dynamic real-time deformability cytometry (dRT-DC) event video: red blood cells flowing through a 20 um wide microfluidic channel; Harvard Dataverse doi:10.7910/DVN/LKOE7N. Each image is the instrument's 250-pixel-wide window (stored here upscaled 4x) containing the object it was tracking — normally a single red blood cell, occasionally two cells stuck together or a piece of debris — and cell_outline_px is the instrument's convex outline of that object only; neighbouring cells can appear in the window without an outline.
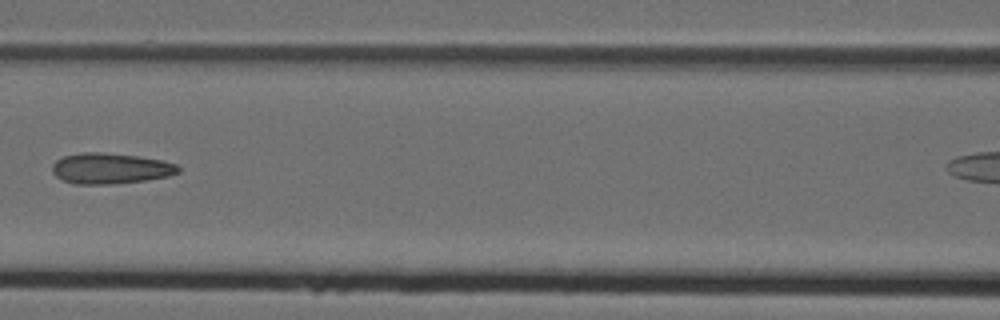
{"species": "Egyptian fruit bat (a non-hibernating species)", "species_latin": "Rousettus aegyptiacus", "temperature_condition": "cold", "stored_images_in_passage": 8, "segment_of_instrument_passage": [1, 2], "camera_frame_rate_fps": 3000, "um_per_image_px": 0.085, "animal": {"sex": "female"}, "frame": {"image": 1, "passage_image": 7, "time_ms": 2.0, "image_size_px": [1000, 320], "cell_outline_px": [[180, 172], [168, 176], [144, 180], [108, 184], [72, 184], [56, 176], [52, 172], [52, 164], [56, 160], [64, 156], [84, 152], [100, 152], [140, 156], [160, 160], [176, 164], [180, 168]], "centroid_in_image_um": [9.37, 14.31], "position_along_channel_um": 157.2, "area_um2": 22.48}}